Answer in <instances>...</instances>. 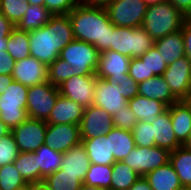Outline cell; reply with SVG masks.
Instances as JSON below:
<instances>
[{"label": "cell", "mask_w": 191, "mask_h": 190, "mask_svg": "<svg viewBox=\"0 0 191 190\" xmlns=\"http://www.w3.org/2000/svg\"><path fill=\"white\" fill-rule=\"evenodd\" d=\"M131 58L113 50L100 52L96 77L105 80L130 79Z\"/></svg>", "instance_id": "cell-14"}, {"label": "cell", "mask_w": 191, "mask_h": 190, "mask_svg": "<svg viewBox=\"0 0 191 190\" xmlns=\"http://www.w3.org/2000/svg\"><path fill=\"white\" fill-rule=\"evenodd\" d=\"M7 52L15 60H23L30 56L29 32L14 28L8 37Z\"/></svg>", "instance_id": "cell-32"}, {"label": "cell", "mask_w": 191, "mask_h": 190, "mask_svg": "<svg viewBox=\"0 0 191 190\" xmlns=\"http://www.w3.org/2000/svg\"><path fill=\"white\" fill-rule=\"evenodd\" d=\"M114 0H81V3L90 6L106 7Z\"/></svg>", "instance_id": "cell-52"}, {"label": "cell", "mask_w": 191, "mask_h": 190, "mask_svg": "<svg viewBox=\"0 0 191 190\" xmlns=\"http://www.w3.org/2000/svg\"><path fill=\"white\" fill-rule=\"evenodd\" d=\"M80 127L81 139L106 135L113 127V117L100 107L91 105L84 108Z\"/></svg>", "instance_id": "cell-15"}, {"label": "cell", "mask_w": 191, "mask_h": 190, "mask_svg": "<svg viewBox=\"0 0 191 190\" xmlns=\"http://www.w3.org/2000/svg\"><path fill=\"white\" fill-rule=\"evenodd\" d=\"M80 190H105V189L82 184V186L80 187Z\"/></svg>", "instance_id": "cell-56"}, {"label": "cell", "mask_w": 191, "mask_h": 190, "mask_svg": "<svg viewBox=\"0 0 191 190\" xmlns=\"http://www.w3.org/2000/svg\"><path fill=\"white\" fill-rule=\"evenodd\" d=\"M132 134L136 146H155V137H153V126L151 123L138 121L132 129Z\"/></svg>", "instance_id": "cell-40"}, {"label": "cell", "mask_w": 191, "mask_h": 190, "mask_svg": "<svg viewBox=\"0 0 191 190\" xmlns=\"http://www.w3.org/2000/svg\"><path fill=\"white\" fill-rule=\"evenodd\" d=\"M170 152L158 146L135 148L122 160L140 176H145L149 172L165 165L169 162Z\"/></svg>", "instance_id": "cell-9"}, {"label": "cell", "mask_w": 191, "mask_h": 190, "mask_svg": "<svg viewBox=\"0 0 191 190\" xmlns=\"http://www.w3.org/2000/svg\"><path fill=\"white\" fill-rule=\"evenodd\" d=\"M128 105L138 121L152 123L156 116L163 113L168 106L159 100H152L136 95L128 101Z\"/></svg>", "instance_id": "cell-25"}, {"label": "cell", "mask_w": 191, "mask_h": 190, "mask_svg": "<svg viewBox=\"0 0 191 190\" xmlns=\"http://www.w3.org/2000/svg\"><path fill=\"white\" fill-rule=\"evenodd\" d=\"M29 5L26 0H0V12L16 26Z\"/></svg>", "instance_id": "cell-38"}, {"label": "cell", "mask_w": 191, "mask_h": 190, "mask_svg": "<svg viewBox=\"0 0 191 190\" xmlns=\"http://www.w3.org/2000/svg\"><path fill=\"white\" fill-rule=\"evenodd\" d=\"M112 165L91 164L83 184L110 190Z\"/></svg>", "instance_id": "cell-33"}, {"label": "cell", "mask_w": 191, "mask_h": 190, "mask_svg": "<svg viewBox=\"0 0 191 190\" xmlns=\"http://www.w3.org/2000/svg\"><path fill=\"white\" fill-rule=\"evenodd\" d=\"M138 95L159 100L170 107L178 99L172 94L162 75L154 76L138 83Z\"/></svg>", "instance_id": "cell-21"}, {"label": "cell", "mask_w": 191, "mask_h": 190, "mask_svg": "<svg viewBox=\"0 0 191 190\" xmlns=\"http://www.w3.org/2000/svg\"><path fill=\"white\" fill-rule=\"evenodd\" d=\"M68 15L75 40L93 44L99 52L110 50L113 24L105 7L80 3Z\"/></svg>", "instance_id": "cell-2"}, {"label": "cell", "mask_w": 191, "mask_h": 190, "mask_svg": "<svg viewBox=\"0 0 191 190\" xmlns=\"http://www.w3.org/2000/svg\"><path fill=\"white\" fill-rule=\"evenodd\" d=\"M154 47L163 57L164 62H166L167 65L182 57H185V46L182 30L155 40Z\"/></svg>", "instance_id": "cell-23"}, {"label": "cell", "mask_w": 191, "mask_h": 190, "mask_svg": "<svg viewBox=\"0 0 191 190\" xmlns=\"http://www.w3.org/2000/svg\"><path fill=\"white\" fill-rule=\"evenodd\" d=\"M183 100L191 110V91L187 94V96Z\"/></svg>", "instance_id": "cell-60"}, {"label": "cell", "mask_w": 191, "mask_h": 190, "mask_svg": "<svg viewBox=\"0 0 191 190\" xmlns=\"http://www.w3.org/2000/svg\"><path fill=\"white\" fill-rule=\"evenodd\" d=\"M26 1L32 5H44V0H26Z\"/></svg>", "instance_id": "cell-59"}, {"label": "cell", "mask_w": 191, "mask_h": 190, "mask_svg": "<svg viewBox=\"0 0 191 190\" xmlns=\"http://www.w3.org/2000/svg\"><path fill=\"white\" fill-rule=\"evenodd\" d=\"M26 185L13 163L0 167V190H18Z\"/></svg>", "instance_id": "cell-36"}, {"label": "cell", "mask_w": 191, "mask_h": 190, "mask_svg": "<svg viewBox=\"0 0 191 190\" xmlns=\"http://www.w3.org/2000/svg\"><path fill=\"white\" fill-rule=\"evenodd\" d=\"M91 162L82 144L72 147L63 153L61 173L79 175V181L83 184Z\"/></svg>", "instance_id": "cell-20"}, {"label": "cell", "mask_w": 191, "mask_h": 190, "mask_svg": "<svg viewBox=\"0 0 191 190\" xmlns=\"http://www.w3.org/2000/svg\"><path fill=\"white\" fill-rule=\"evenodd\" d=\"M186 149L191 150V131L186 139V141L182 144Z\"/></svg>", "instance_id": "cell-55"}, {"label": "cell", "mask_w": 191, "mask_h": 190, "mask_svg": "<svg viewBox=\"0 0 191 190\" xmlns=\"http://www.w3.org/2000/svg\"><path fill=\"white\" fill-rule=\"evenodd\" d=\"M96 74L86 76H72L67 79L61 86L59 92L62 96L71 99L84 108L93 105Z\"/></svg>", "instance_id": "cell-12"}, {"label": "cell", "mask_w": 191, "mask_h": 190, "mask_svg": "<svg viewBox=\"0 0 191 190\" xmlns=\"http://www.w3.org/2000/svg\"><path fill=\"white\" fill-rule=\"evenodd\" d=\"M162 76L178 100L191 91V61L186 56L169 64Z\"/></svg>", "instance_id": "cell-13"}, {"label": "cell", "mask_w": 191, "mask_h": 190, "mask_svg": "<svg viewBox=\"0 0 191 190\" xmlns=\"http://www.w3.org/2000/svg\"><path fill=\"white\" fill-rule=\"evenodd\" d=\"M53 14L44 5L30 4L20 22L15 26L21 31H32L47 24Z\"/></svg>", "instance_id": "cell-30"}, {"label": "cell", "mask_w": 191, "mask_h": 190, "mask_svg": "<svg viewBox=\"0 0 191 190\" xmlns=\"http://www.w3.org/2000/svg\"><path fill=\"white\" fill-rule=\"evenodd\" d=\"M81 0H44V6L53 14H68Z\"/></svg>", "instance_id": "cell-43"}, {"label": "cell", "mask_w": 191, "mask_h": 190, "mask_svg": "<svg viewBox=\"0 0 191 190\" xmlns=\"http://www.w3.org/2000/svg\"><path fill=\"white\" fill-rule=\"evenodd\" d=\"M83 113L84 107L82 105L59 94L46 122L47 124L80 125Z\"/></svg>", "instance_id": "cell-18"}, {"label": "cell", "mask_w": 191, "mask_h": 190, "mask_svg": "<svg viewBox=\"0 0 191 190\" xmlns=\"http://www.w3.org/2000/svg\"><path fill=\"white\" fill-rule=\"evenodd\" d=\"M8 40H0V51H7Z\"/></svg>", "instance_id": "cell-58"}, {"label": "cell", "mask_w": 191, "mask_h": 190, "mask_svg": "<svg viewBox=\"0 0 191 190\" xmlns=\"http://www.w3.org/2000/svg\"><path fill=\"white\" fill-rule=\"evenodd\" d=\"M139 58L148 68V79L154 76L163 75L168 67L163 57L154 46Z\"/></svg>", "instance_id": "cell-39"}, {"label": "cell", "mask_w": 191, "mask_h": 190, "mask_svg": "<svg viewBox=\"0 0 191 190\" xmlns=\"http://www.w3.org/2000/svg\"><path fill=\"white\" fill-rule=\"evenodd\" d=\"M114 127L132 131L134 126L138 123L136 116L131 111L129 105L124 107L118 113L113 116Z\"/></svg>", "instance_id": "cell-42"}, {"label": "cell", "mask_w": 191, "mask_h": 190, "mask_svg": "<svg viewBox=\"0 0 191 190\" xmlns=\"http://www.w3.org/2000/svg\"><path fill=\"white\" fill-rule=\"evenodd\" d=\"M93 105L104 109L113 117L128 105V101L122 96V90L115 81L97 78Z\"/></svg>", "instance_id": "cell-11"}, {"label": "cell", "mask_w": 191, "mask_h": 190, "mask_svg": "<svg viewBox=\"0 0 191 190\" xmlns=\"http://www.w3.org/2000/svg\"><path fill=\"white\" fill-rule=\"evenodd\" d=\"M99 54L93 44L73 40L61 50L59 58L71 65L75 76H86L96 74Z\"/></svg>", "instance_id": "cell-6"}, {"label": "cell", "mask_w": 191, "mask_h": 190, "mask_svg": "<svg viewBox=\"0 0 191 190\" xmlns=\"http://www.w3.org/2000/svg\"><path fill=\"white\" fill-rule=\"evenodd\" d=\"M18 190H29V184L24 186V187H22V188H20V189H18Z\"/></svg>", "instance_id": "cell-61"}, {"label": "cell", "mask_w": 191, "mask_h": 190, "mask_svg": "<svg viewBox=\"0 0 191 190\" xmlns=\"http://www.w3.org/2000/svg\"><path fill=\"white\" fill-rule=\"evenodd\" d=\"M72 76L74 73L71 65L59 57L48 66L47 81L55 87L61 86Z\"/></svg>", "instance_id": "cell-37"}, {"label": "cell", "mask_w": 191, "mask_h": 190, "mask_svg": "<svg viewBox=\"0 0 191 190\" xmlns=\"http://www.w3.org/2000/svg\"><path fill=\"white\" fill-rule=\"evenodd\" d=\"M59 94V88L48 81L30 86L26 106L28 118L47 121Z\"/></svg>", "instance_id": "cell-7"}, {"label": "cell", "mask_w": 191, "mask_h": 190, "mask_svg": "<svg viewBox=\"0 0 191 190\" xmlns=\"http://www.w3.org/2000/svg\"><path fill=\"white\" fill-rule=\"evenodd\" d=\"M48 67L36 58L29 56L15 62L12 77L27 87L47 82Z\"/></svg>", "instance_id": "cell-17"}, {"label": "cell", "mask_w": 191, "mask_h": 190, "mask_svg": "<svg viewBox=\"0 0 191 190\" xmlns=\"http://www.w3.org/2000/svg\"><path fill=\"white\" fill-rule=\"evenodd\" d=\"M169 162L179 177L183 188H191V150L184 146L176 148L169 154Z\"/></svg>", "instance_id": "cell-29"}, {"label": "cell", "mask_w": 191, "mask_h": 190, "mask_svg": "<svg viewBox=\"0 0 191 190\" xmlns=\"http://www.w3.org/2000/svg\"><path fill=\"white\" fill-rule=\"evenodd\" d=\"M181 30L185 46V56L191 61V16L185 17Z\"/></svg>", "instance_id": "cell-46"}, {"label": "cell", "mask_w": 191, "mask_h": 190, "mask_svg": "<svg viewBox=\"0 0 191 190\" xmlns=\"http://www.w3.org/2000/svg\"><path fill=\"white\" fill-rule=\"evenodd\" d=\"M18 154L19 150L11 132L0 138V167L13 163Z\"/></svg>", "instance_id": "cell-41"}, {"label": "cell", "mask_w": 191, "mask_h": 190, "mask_svg": "<svg viewBox=\"0 0 191 190\" xmlns=\"http://www.w3.org/2000/svg\"><path fill=\"white\" fill-rule=\"evenodd\" d=\"M15 62L7 51H0V75H12Z\"/></svg>", "instance_id": "cell-47"}, {"label": "cell", "mask_w": 191, "mask_h": 190, "mask_svg": "<svg viewBox=\"0 0 191 190\" xmlns=\"http://www.w3.org/2000/svg\"><path fill=\"white\" fill-rule=\"evenodd\" d=\"M44 182L51 190H80L82 186L79 175L61 173V170L47 175Z\"/></svg>", "instance_id": "cell-34"}, {"label": "cell", "mask_w": 191, "mask_h": 190, "mask_svg": "<svg viewBox=\"0 0 191 190\" xmlns=\"http://www.w3.org/2000/svg\"><path fill=\"white\" fill-rule=\"evenodd\" d=\"M154 39L140 27H116L113 24V33L110 38V50L138 58L154 46Z\"/></svg>", "instance_id": "cell-4"}, {"label": "cell", "mask_w": 191, "mask_h": 190, "mask_svg": "<svg viewBox=\"0 0 191 190\" xmlns=\"http://www.w3.org/2000/svg\"><path fill=\"white\" fill-rule=\"evenodd\" d=\"M170 115L175 136L183 144L191 131V110L184 100H178L170 106Z\"/></svg>", "instance_id": "cell-27"}, {"label": "cell", "mask_w": 191, "mask_h": 190, "mask_svg": "<svg viewBox=\"0 0 191 190\" xmlns=\"http://www.w3.org/2000/svg\"><path fill=\"white\" fill-rule=\"evenodd\" d=\"M112 169L110 190H129L130 187L141 177L122 161H116L112 165Z\"/></svg>", "instance_id": "cell-31"}, {"label": "cell", "mask_w": 191, "mask_h": 190, "mask_svg": "<svg viewBox=\"0 0 191 190\" xmlns=\"http://www.w3.org/2000/svg\"><path fill=\"white\" fill-rule=\"evenodd\" d=\"M181 190H191V188H182Z\"/></svg>", "instance_id": "cell-62"}, {"label": "cell", "mask_w": 191, "mask_h": 190, "mask_svg": "<svg viewBox=\"0 0 191 190\" xmlns=\"http://www.w3.org/2000/svg\"><path fill=\"white\" fill-rule=\"evenodd\" d=\"M147 6H151V5H157L160 2H163L165 0H143Z\"/></svg>", "instance_id": "cell-57"}, {"label": "cell", "mask_w": 191, "mask_h": 190, "mask_svg": "<svg viewBox=\"0 0 191 190\" xmlns=\"http://www.w3.org/2000/svg\"><path fill=\"white\" fill-rule=\"evenodd\" d=\"M13 164L27 184L37 182V162L34 152H19Z\"/></svg>", "instance_id": "cell-35"}, {"label": "cell", "mask_w": 191, "mask_h": 190, "mask_svg": "<svg viewBox=\"0 0 191 190\" xmlns=\"http://www.w3.org/2000/svg\"><path fill=\"white\" fill-rule=\"evenodd\" d=\"M115 81L122 90V96L126 99V101L131 100L136 95H138V83H136L132 78L126 80H113Z\"/></svg>", "instance_id": "cell-45"}, {"label": "cell", "mask_w": 191, "mask_h": 190, "mask_svg": "<svg viewBox=\"0 0 191 190\" xmlns=\"http://www.w3.org/2000/svg\"><path fill=\"white\" fill-rule=\"evenodd\" d=\"M29 190H51V189L43 180L34 183H29Z\"/></svg>", "instance_id": "cell-53"}, {"label": "cell", "mask_w": 191, "mask_h": 190, "mask_svg": "<svg viewBox=\"0 0 191 190\" xmlns=\"http://www.w3.org/2000/svg\"><path fill=\"white\" fill-rule=\"evenodd\" d=\"M80 127L75 124H47L44 143L61 153L80 145Z\"/></svg>", "instance_id": "cell-16"}, {"label": "cell", "mask_w": 191, "mask_h": 190, "mask_svg": "<svg viewBox=\"0 0 191 190\" xmlns=\"http://www.w3.org/2000/svg\"><path fill=\"white\" fill-rule=\"evenodd\" d=\"M152 190H181L183 187L170 162L144 176Z\"/></svg>", "instance_id": "cell-24"}, {"label": "cell", "mask_w": 191, "mask_h": 190, "mask_svg": "<svg viewBox=\"0 0 191 190\" xmlns=\"http://www.w3.org/2000/svg\"><path fill=\"white\" fill-rule=\"evenodd\" d=\"M129 190H152L147 180L141 176Z\"/></svg>", "instance_id": "cell-50"}, {"label": "cell", "mask_w": 191, "mask_h": 190, "mask_svg": "<svg viewBox=\"0 0 191 190\" xmlns=\"http://www.w3.org/2000/svg\"><path fill=\"white\" fill-rule=\"evenodd\" d=\"M11 130L0 120V138L10 133Z\"/></svg>", "instance_id": "cell-54"}, {"label": "cell", "mask_w": 191, "mask_h": 190, "mask_svg": "<svg viewBox=\"0 0 191 190\" xmlns=\"http://www.w3.org/2000/svg\"><path fill=\"white\" fill-rule=\"evenodd\" d=\"M12 81H14L12 75H0V95L11 85Z\"/></svg>", "instance_id": "cell-51"}, {"label": "cell", "mask_w": 191, "mask_h": 190, "mask_svg": "<svg viewBox=\"0 0 191 190\" xmlns=\"http://www.w3.org/2000/svg\"><path fill=\"white\" fill-rule=\"evenodd\" d=\"M109 19L116 27H140L147 4L143 0H114L106 7Z\"/></svg>", "instance_id": "cell-8"}, {"label": "cell", "mask_w": 191, "mask_h": 190, "mask_svg": "<svg viewBox=\"0 0 191 190\" xmlns=\"http://www.w3.org/2000/svg\"><path fill=\"white\" fill-rule=\"evenodd\" d=\"M110 153H113L115 161H122L135 148L132 131L113 127L107 134Z\"/></svg>", "instance_id": "cell-28"}, {"label": "cell", "mask_w": 191, "mask_h": 190, "mask_svg": "<svg viewBox=\"0 0 191 190\" xmlns=\"http://www.w3.org/2000/svg\"><path fill=\"white\" fill-rule=\"evenodd\" d=\"M28 88L17 81H12L0 95V120L10 130L28 119L26 109Z\"/></svg>", "instance_id": "cell-5"}, {"label": "cell", "mask_w": 191, "mask_h": 190, "mask_svg": "<svg viewBox=\"0 0 191 190\" xmlns=\"http://www.w3.org/2000/svg\"><path fill=\"white\" fill-rule=\"evenodd\" d=\"M14 24L0 12V40H8Z\"/></svg>", "instance_id": "cell-48"}, {"label": "cell", "mask_w": 191, "mask_h": 190, "mask_svg": "<svg viewBox=\"0 0 191 190\" xmlns=\"http://www.w3.org/2000/svg\"><path fill=\"white\" fill-rule=\"evenodd\" d=\"M73 40L75 37L69 15H53L47 24L29 31L30 56L48 67Z\"/></svg>", "instance_id": "cell-1"}, {"label": "cell", "mask_w": 191, "mask_h": 190, "mask_svg": "<svg viewBox=\"0 0 191 190\" xmlns=\"http://www.w3.org/2000/svg\"><path fill=\"white\" fill-rule=\"evenodd\" d=\"M128 74L136 83H140L148 79V68L139 57L131 58Z\"/></svg>", "instance_id": "cell-44"}, {"label": "cell", "mask_w": 191, "mask_h": 190, "mask_svg": "<svg viewBox=\"0 0 191 190\" xmlns=\"http://www.w3.org/2000/svg\"><path fill=\"white\" fill-rule=\"evenodd\" d=\"M81 140L91 164L113 165L116 162L113 153H110L109 139L106 135Z\"/></svg>", "instance_id": "cell-26"}, {"label": "cell", "mask_w": 191, "mask_h": 190, "mask_svg": "<svg viewBox=\"0 0 191 190\" xmlns=\"http://www.w3.org/2000/svg\"><path fill=\"white\" fill-rule=\"evenodd\" d=\"M47 122L32 118L11 130L19 152H35L44 144Z\"/></svg>", "instance_id": "cell-10"}, {"label": "cell", "mask_w": 191, "mask_h": 190, "mask_svg": "<svg viewBox=\"0 0 191 190\" xmlns=\"http://www.w3.org/2000/svg\"><path fill=\"white\" fill-rule=\"evenodd\" d=\"M185 17L172 3L165 0L148 6L141 26L154 40H158L181 30Z\"/></svg>", "instance_id": "cell-3"}, {"label": "cell", "mask_w": 191, "mask_h": 190, "mask_svg": "<svg viewBox=\"0 0 191 190\" xmlns=\"http://www.w3.org/2000/svg\"><path fill=\"white\" fill-rule=\"evenodd\" d=\"M37 162V182L60 169L63 153L55 151L47 144H42L35 152Z\"/></svg>", "instance_id": "cell-22"}, {"label": "cell", "mask_w": 191, "mask_h": 190, "mask_svg": "<svg viewBox=\"0 0 191 190\" xmlns=\"http://www.w3.org/2000/svg\"><path fill=\"white\" fill-rule=\"evenodd\" d=\"M172 3L183 15L191 16V0H167Z\"/></svg>", "instance_id": "cell-49"}, {"label": "cell", "mask_w": 191, "mask_h": 190, "mask_svg": "<svg viewBox=\"0 0 191 190\" xmlns=\"http://www.w3.org/2000/svg\"><path fill=\"white\" fill-rule=\"evenodd\" d=\"M151 124L153 126V137H155L156 146L167 149L169 152L182 146L173 131L170 107H168L163 113L156 116L155 120Z\"/></svg>", "instance_id": "cell-19"}]
</instances>
